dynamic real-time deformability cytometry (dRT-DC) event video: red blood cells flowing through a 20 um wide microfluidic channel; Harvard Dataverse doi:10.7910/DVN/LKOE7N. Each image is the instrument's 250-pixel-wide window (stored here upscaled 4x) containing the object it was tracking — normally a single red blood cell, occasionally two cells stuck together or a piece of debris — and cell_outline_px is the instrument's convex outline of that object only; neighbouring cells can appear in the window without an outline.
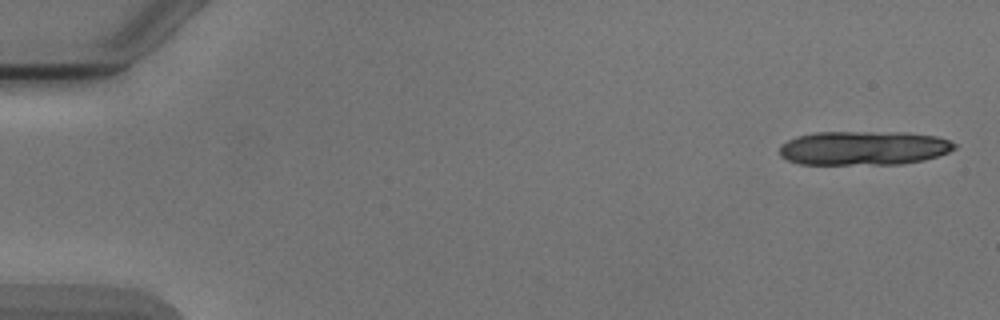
{"species": "Egyptian fruit bat (a non-hibernating species)", "species_latin": "Rousettus aegyptiacus", "temperature_condition": "cold", "stored_images_in_passage": 6, "segment_of_instrument_passage": [1, 2], "camera_frame_rate_fps": 3000, "um_per_image_px": 0.085, "animal": {"sex": "male"}, "frame": {"image": 1, "passage_image": 1, "time_ms": 0.0, "image_size_px": [1000, 320], "cell_outline_px": [[956, 148], [948, 152], [924, 160], [900, 164], [800, 164], [788, 160], [780, 156], [780, 148], [788, 140], [796, 136], [816, 132], [904, 132], [936, 136], [948, 140], [956, 144]], "centroid_in_image_um": [73.41, 12.58], "position_along_channel_um": 11.6, "area_um2": 34.74}}